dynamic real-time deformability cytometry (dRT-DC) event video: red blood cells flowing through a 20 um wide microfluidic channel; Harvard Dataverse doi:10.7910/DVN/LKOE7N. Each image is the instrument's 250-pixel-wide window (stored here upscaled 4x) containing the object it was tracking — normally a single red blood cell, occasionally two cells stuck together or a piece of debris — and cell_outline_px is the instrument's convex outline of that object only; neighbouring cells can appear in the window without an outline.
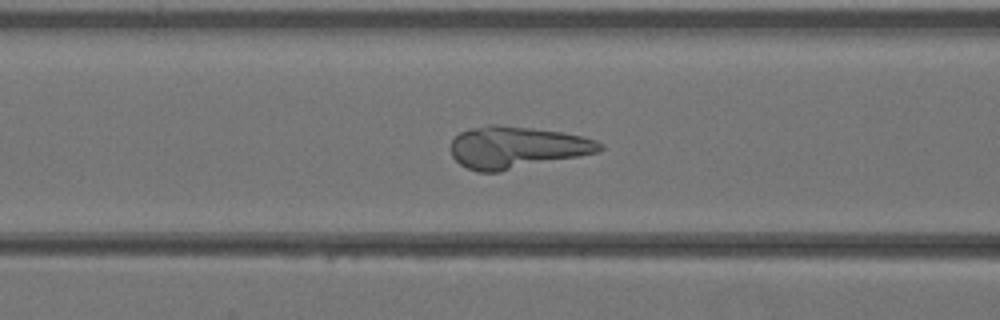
{"species": "Egyptian fruit bat (a non-hibernating species)", "species_latin": "Rousettus aegyptiacus", "temperature_condition": "warm", "stored_images_in_passage": 37, "camera_frame_rate_fps": 3000, "um_per_image_px": 0.085, "animal": {"sex": "female"}, "frame": {"image": 1, "passage_image": 13, "time_ms": 4.0, "image_size_px": [1000, 320], "cell_outline_px": [[604, 148], [600, 152], [500, 172], [476, 172], [460, 164], [452, 156], [452, 140], [460, 132], [472, 128], [488, 124], [496, 124], [532, 128], [560, 132], [580, 136], [596, 140], [604, 144]], "centroid_in_image_um": [43.93, 12.53], "position_along_channel_um": 122.7, "area_um2": 36.41}}
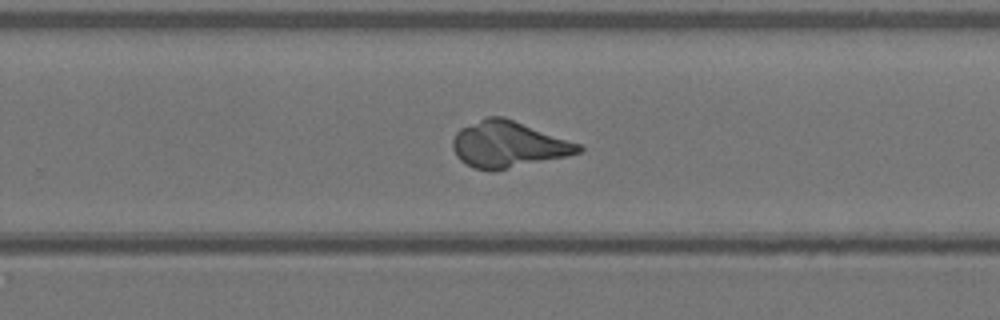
{"frame": {"image": 2, "passage_image": 23, "time_ms": 7.333, "image_size_px": [1000, 320], "cell_outline_px": [[584, 148], [580, 152], [568, 156], [492, 172], [472, 168], [460, 160], [456, 156], [452, 148], [452, 140], [456, 132], [460, 128], [488, 116], [504, 116], [580, 144]], "centroid_in_image_um": [43.17, 12.29], "position_along_channel_um": 286.6, "area_um2": 34.1}}
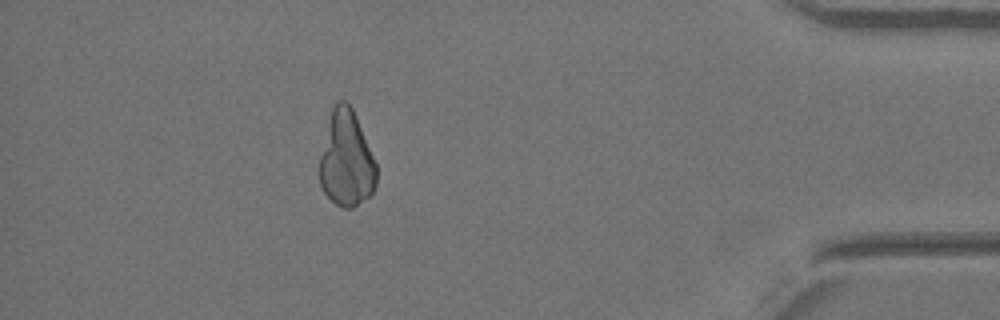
{"frame": {"image": 3, "passage_image": 33, "time_ms": 10.667, "image_size_px": [1000, 320], "cell_outline_px": [[376, 184], [372, 192], [368, 196], [352, 208], [344, 208], [336, 204], [324, 192], [320, 184], [320, 156], [332, 108], [336, 100], [344, 100], [352, 108], [356, 116], [376, 164]], "centroid_in_image_um": [29.44, 13.53], "position_along_channel_um": 405.8, "area_um2": 31.21}}